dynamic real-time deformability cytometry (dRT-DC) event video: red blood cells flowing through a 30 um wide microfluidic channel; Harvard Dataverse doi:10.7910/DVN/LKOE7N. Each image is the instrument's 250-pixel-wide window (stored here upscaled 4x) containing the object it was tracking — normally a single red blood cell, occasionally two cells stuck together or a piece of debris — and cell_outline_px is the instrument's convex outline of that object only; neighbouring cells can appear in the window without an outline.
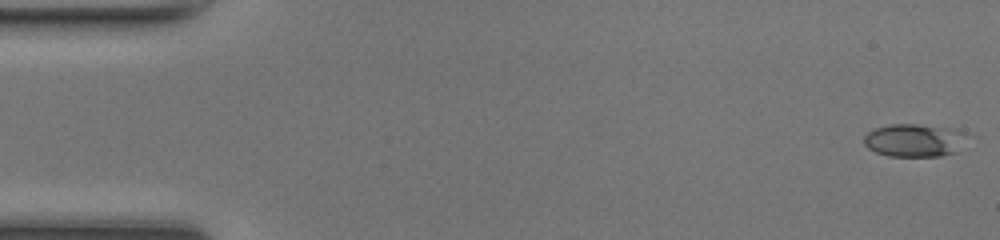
{"species": "common noctule bat (a hibernating species)", "species_latin": "Nyctalus noctula", "temperature_condition": "room temperature", "stored_images_in_passage": 48, "camera_frame_rate_fps": 3000, "um_per_image_px": 0.085, "animal": {"sex": "female", "body_mass_g": 17.0, "forearm_length_mm": 48.0}, "frame": {"image": 1, "passage_image": 1, "time_ms": 0.0, "image_size_px": [1000, 240], "cell_outline_px": [[964, 132], [956, 152], [940, 156], [888, 156], [876, 152], [868, 148], [864, 144], [864, 136], [868, 132], [876, 128], [892, 124], [916, 124], [956, 128]], "centroid_in_image_um": [77.65, 11.92], "position_along_channel_um": 7.3, "area_um2": 19.48}}
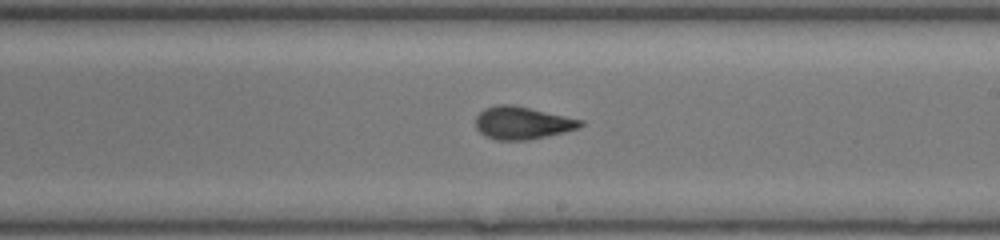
{"frame": {"image": 2, "passage_image": 28, "time_ms": 9.0, "image_size_px": [1000, 240], "cell_outline_px": [[584, 124], [580, 128], [564, 132], [528, 140], [496, 140], [484, 136], [476, 128], [476, 116], [484, 108], [496, 104], [512, 104], [584, 120]], "centroid_in_image_um": [44.39, 10.44], "position_along_channel_um": 244.6, "area_um2": 20.06}}
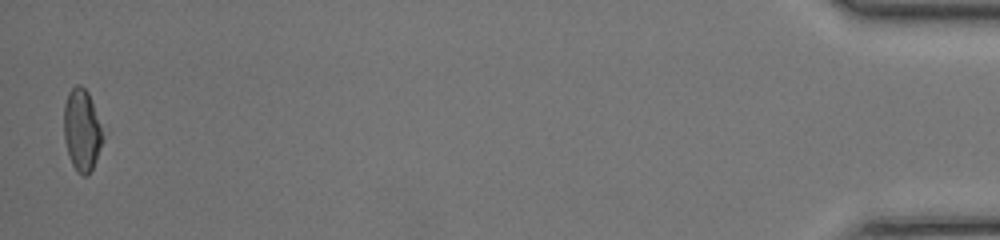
{"frame": {"image": 3, "passage_image": 48, "time_ms": 15.667, "image_size_px": [1000, 240], "cell_outline_px": [[108, 128], [104, 140], [96, 160], [88, 176], [84, 176], [76, 172], [72, 164], [64, 140], [64, 104], [68, 92], [76, 84], [80, 84], [88, 92]], "centroid_in_image_um": [7.04, 11.02], "position_along_channel_um": 428.2, "area_um2": 19.71}, "authors_computed_cell_mechanics": {"area_um2": 19.5075, "velocity_mm_per_s": 4.2818, "shape_relaxation_time_tau1_ms": 6.0136, "shape_relaxation_time_tau2_ms": 1.5516, "deformation_change_tau1": 0.1959, "deformation_change_tau2": 0.0893}}